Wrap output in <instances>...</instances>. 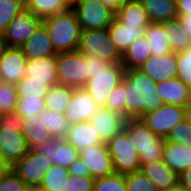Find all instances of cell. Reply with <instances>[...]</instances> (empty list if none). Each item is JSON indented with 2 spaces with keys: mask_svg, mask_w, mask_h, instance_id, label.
<instances>
[{
  "mask_svg": "<svg viewBox=\"0 0 191 191\" xmlns=\"http://www.w3.org/2000/svg\"><path fill=\"white\" fill-rule=\"evenodd\" d=\"M121 82L125 91L127 119L141 118L164 104L158 95L157 83L139 69H126Z\"/></svg>",
  "mask_w": 191,
  "mask_h": 191,
  "instance_id": "obj_1",
  "label": "cell"
},
{
  "mask_svg": "<svg viewBox=\"0 0 191 191\" xmlns=\"http://www.w3.org/2000/svg\"><path fill=\"white\" fill-rule=\"evenodd\" d=\"M57 53L78 50L81 27L72 8L43 19Z\"/></svg>",
  "mask_w": 191,
  "mask_h": 191,
  "instance_id": "obj_2",
  "label": "cell"
},
{
  "mask_svg": "<svg viewBox=\"0 0 191 191\" xmlns=\"http://www.w3.org/2000/svg\"><path fill=\"white\" fill-rule=\"evenodd\" d=\"M125 129L128 139L135 145L141 165L163 158L165 138L154 134L141 118L127 119Z\"/></svg>",
  "mask_w": 191,
  "mask_h": 191,
  "instance_id": "obj_3",
  "label": "cell"
},
{
  "mask_svg": "<svg viewBox=\"0 0 191 191\" xmlns=\"http://www.w3.org/2000/svg\"><path fill=\"white\" fill-rule=\"evenodd\" d=\"M20 128L21 117L16 112L7 113L0 120V155L9 167L30 149Z\"/></svg>",
  "mask_w": 191,
  "mask_h": 191,
  "instance_id": "obj_4",
  "label": "cell"
},
{
  "mask_svg": "<svg viewBox=\"0 0 191 191\" xmlns=\"http://www.w3.org/2000/svg\"><path fill=\"white\" fill-rule=\"evenodd\" d=\"M58 84L73 89L83 88L88 80V62L78 50L57 54Z\"/></svg>",
  "mask_w": 191,
  "mask_h": 191,
  "instance_id": "obj_5",
  "label": "cell"
},
{
  "mask_svg": "<svg viewBox=\"0 0 191 191\" xmlns=\"http://www.w3.org/2000/svg\"><path fill=\"white\" fill-rule=\"evenodd\" d=\"M78 51L85 56L121 64L122 55L112 42L108 29L82 30Z\"/></svg>",
  "mask_w": 191,
  "mask_h": 191,
  "instance_id": "obj_6",
  "label": "cell"
},
{
  "mask_svg": "<svg viewBox=\"0 0 191 191\" xmlns=\"http://www.w3.org/2000/svg\"><path fill=\"white\" fill-rule=\"evenodd\" d=\"M106 144L113 160L115 173L127 174L141 169L139 155L135 145L128 139L125 128Z\"/></svg>",
  "mask_w": 191,
  "mask_h": 191,
  "instance_id": "obj_7",
  "label": "cell"
},
{
  "mask_svg": "<svg viewBox=\"0 0 191 191\" xmlns=\"http://www.w3.org/2000/svg\"><path fill=\"white\" fill-rule=\"evenodd\" d=\"M82 30L108 29L116 12L98 0H81L73 8Z\"/></svg>",
  "mask_w": 191,
  "mask_h": 191,
  "instance_id": "obj_8",
  "label": "cell"
},
{
  "mask_svg": "<svg viewBox=\"0 0 191 191\" xmlns=\"http://www.w3.org/2000/svg\"><path fill=\"white\" fill-rule=\"evenodd\" d=\"M122 64H111L105 71H100L86 81L83 87L100 107H105L111 91L121 83L125 75Z\"/></svg>",
  "mask_w": 191,
  "mask_h": 191,
  "instance_id": "obj_9",
  "label": "cell"
},
{
  "mask_svg": "<svg viewBox=\"0 0 191 191\" xmlns=\"http://www.w3.org/2000/svg\"><path fill=\"white\" fill-rule=\"evenodd\" d=\"M188 111L187 107L163 104L158 109L145 113L141 119L154 134L166 139L174 126L187 118Z\"/></svg>",
  "mask_w": 191,
  "mask_h": 191,
  "instance_id": "obj_10",
  "label": "cell"
},
{
  "mask_svg": "<svg viewBox=\"0 0 191 191\" xmlns=\"http://www.w3.org/2000/svg\"><path fill=\"white\" fill-rule=\"evenodd\" d=\"M52 163L36 149L28 152L10 167L28 186H40Z\"/></svg>",
  "mask_w": 191,
  "mask_h": 191,
  "instance_id": "obj_11",
  "label": "cell"
},
{
  "mask_svg": "<svg viewBox=\"0 0 191 191\" xmlns=\"http://www.w3.org/2000/svg\"><path fill=\"white\" fill-rule=\"evenodd\" d=\"M42 22L43 19L25 8L9 23L4 31L8 47L20 48L25 41L33 36Z\"/></svg>",
  "mask_w": 191,
  "mask_h": 191,
  "instance_id": "obj_12",
  "label": "cell"
},
{
  "mask_svg": "<svg viewBox=\"0 0 191 191\" xmlns=\"http://www.w3.org/2000/svg\"><path fill=\"white\" fill-rule=\"evenodd\" d=\"M36 149L52 163L68 168L80 157L79 151L63 137H52L38 144Z\"/></svg>",
  "mask_w": 191,
  "mask_h": 191,
  "instance_id": "obj_13",
  "label": "cell"
},
{
  "mask_svg": "<svg viewBox=\"0 0 191 191\" xmlns=\"http://www.w3.org/2000/svg\"><path fill=\"white\" fill-rule=\"evenodd\" d=\"M138 69L156 83L176 78L178 69L176 53L150 56Z\"/></svg>",
  "mask_w": 191,
  "mask_h": 191,
  "instance_id": "obj_14",
  "label": "cell"
},
{
  "mask_svg": "<svg viewBox=\"0 0 191 191\" xmlns=\"http://www.w3.org/2000/svg\"><path fill=\"white\" fill-rule=\"evenodd\" d=\"M100 107L84 89H73L69 105L65 109V116L70 124L89 121Z\"/></svg>",
  "mask_w": 191,
  "mask_h": 191,
  "instance_id": "obj_15",
  "label": "cell"
},
{
  "mask_svg": "<svg viewBox=\"0 0 191 191\" xmlns=\"http://www.w3.org/2000/svg\"><path fill=\"white\" fill-rule=\"evenodd\" d=\"M81 159L88 166L91 177L103 178L115 173L113 160L109 153L107 144H100L88 148L80 154Z\"/></svg>",
  "mask_w": 191,
  "mask_h": 191,
  "instance_id": "obj_16",
  "label": "cell"
},
{
  "mask_svg": "<svg viewBox=\"0 0 191 191\" xmlns=\"http://www.w3.org/2000/svg\"><path fill=\"white\" fill-rule=\"evenodd\" d=\"M27 58L21 48L9 47L0 58V74L3 82L16 85L25 77Z\"/></svg>",
  "mask_w": 191,
  "mask_h": 191,
  "instance_id": "obj_17",
  "label": "cell"
},
{
  "mask_svg": "<svg viewBox=\"0 0 191 191\" xmlns=\"http://www.w3.org/2000/svg\"><path fill=\"white\" fill-rule=\"evenodd\" d=\"M126 121L127 118L125 116L104 107L96 111L89 120L91 125L106 143L124 130Z\"/></svg>",
  "mask_w": 191,
  "mask_h": 191,
  "instance_id": "obj_18",
  "label": "cell"
},
{
  "mask_svg": "<svg viewBox=\"0 0 191 191\" xmlns=\"http://www.w3.org/2000/svg\"><path fill=\"white\" fill-rule=\"evenodd\" d=\"M158 191H167L179 185V175L163 161L143 163L140 169Z\"/></svg>",
  "mask_w": 191,
  "mask_h": 191,
  "instance_id": "obj_19",
  "label": "cell"
},
{
  "mask_svg": "<svg viewBox=\"0 0 191 191\" xmlns=\"http://www.w3.org/2000/svg\"><path fill=\"white\" fill-rule=\"evenodd\" d=\"M25 77H28V81L43 82L50 87L57 85V55L41 59H28Z\"/></svg>",
  "mask_w": 191,
  "mask_h": 191,
  "instance_id": "obj_20",
  "label": "cell"
},
{
  "mask_svg": "<svg viewBox=\"0 0 191 191\" xmlns=\"http://www.w3.org/2000/svg\"><path fill=\"white\" fill-rule=\"evenodd\" d=\"M65 139L73 145L80 154L85 152L88 148L90 149L93 146L106 143L89 121L70 124Z\"/></svg>",
  "mask_w": 191,
  "mask_h": 191,
  "instance_id": "obj_21",
  "label": "cell"
},
{
  "mask_svg": "<svg viewBox=\"0 0 191 191\" xmlns=\"http://www.w3.org/2000/svg\"><path fill=\"white\" fill-rule=\"evenodd\" d=\"M20 48L25 54L27 60L41 59L58 54L54 50L49 32L43 22L35 30L33 36L25 41Z\"/></svg>",
  "mask_w": 191,
  "mask_h": 191,
  "instance_id": "obj_22",
  "label": "cell"
},
{
  "mask_svg": "<svg viewBox=\"0 0 191 191\" xmlns=\"http://www.w3.org/2000/svg\"><path fill=\"white\" fill-rule=\"evenodd\" d=\"M156 89L164 104L178 105L189 109L191 104V89L178 77L157 82Z\"/></svg>",
  "mask_w": 191,
  "mask_h": 191,
  "instance_id": "obj_23",
  "label": "cell"
},
{
  "mask_svg": "<svg viewBox=\"0 0 191 191\" xmlns=\"http://www.w3.org/2000/svg\"><path fill=\"white\" fill-rule=\"evenodd\" d=\"M162 159L171 170L179 175L191 167V147L165 139Z\"/></svg>",
  "mask_w": 191,
  "mask_h": 191,
  "instance_id": "obj_24",
  "label": "cell"
},
{
  "mask_svg": "<svg viewBox=\"0 0 191 191\" xmlns=\"http://www.w3.org/2000/svg\"><path fill=\"white\" fill-rule=\"evenodd\" d=\"M108 32L117 50L123 55L133 42L144 36L145 28L125 26L115 17L108 27Z\"/></svg>",
  "mask_w": 191,
  "mask_h": 191,
  "instance_id": "obj_25",
  "label": "cell"
},
{
  "mask_svg": "<svg viewBox=\"0 0 191 191\" xmlns=\"http://www.w3.org/2000/svg\"><path fill=\"white\" fill-rule=\"evenodd\" d=\"M116 18L125 26L146 28L151 22L139 0H129L116 11Z\"/></svg>",
  "mask_w": 191,
  "mask_h": 191,
  "instance_id": "obj_26",
  "label": "cell"
},
{
  "mask_svg": "<svg viewBox=\"0 0 191 191\" xmlns=\"http://www.w3.org/2000/svg\"><path fill=\"white\" fill-rule=\"evenodd\" d=\"M20 131L26 138L29 148H35L44 140L52 138L44 126L43 116L21 117Z\"/></svg>",
  "mask_w": 191,
  "mask_h": 191,
  "instance_id": "obj_27",
  "label": "cell"
},
{
  "mask_svg": "<svg viewBox=\"0 0 191 191\" xmlns=\"http://www.w3.org/2000/svg\"><path fill=\"white\" fill-rule=\"evenodd\" d=\"M151 23H163L175 19L177 14L176 0H139Z\"/></svg>",
  "mask_w": 191,
  "mask_h": 191,
  "instance_id": "obj_28",
  "label": "cell"
},
{
  "mask_svg": "<svg viewBox=\"0 0 191 191\" xmlns=\"http://www.w3.org/2000/svg\"><path fill=\"white\" fill-rule=\"evenodd\" d=\"M150 56V45L143 36L133 42L122 55L121 64L125 69H138Z\"/></svg>",
  "mask_w": 191,
  "mask_h": 191,
  "instance_id": "obj_29",
  "label": "cell"
},
{
  "mask_svg": "<svg viewBox=\"0 0 191 191\" xmlns=\"http://www.w3.org/2000/svg\"><path fill=\"white\" fill-rule=\"evenodd\" d=\"M166 36L168 34L165 33L162 23H150L145 28L144 37L150 45L151 56L173 52Z\"/></svg>",
  "mask_w": 191,
  "mask_h": 191,
  "instance_id": "obj_30",
  "label": "cell"
},
{
  "mask_svg": "<svg viewBox=\"0 0 191 191\" xmlns=\"http://www.w3.org/2000/svg\"><path fill=\"white\" fill-rule=\"evenodd\" d=\"M73 88L63 85H53L44 98L47 110L65 113L66 107L71 101Z\"/></svg>",
  "mask_w": 191,
  "mask_h": 191,
  "instance_id": "obj_31",
  "label": "cell"
},
{
  "mask_svg": "<svg viewBox=\"0 0 191 191\" xmlns=\"http://www.w3.org/2000/svg\"><path fill=\"white\" fill-rule=\"evenodd\" d=\"M164 31L168 36L170 47L174 53L184 51L191 46V38L184 33L177 18L162 23Z\"/></svg>",
  "mask_w": 191,
  "mask_h": 191,
  "instance_id": "obj_32",
  "label": "cell"
},
{
  "mask_svg": "<svg viewBox=\"0 0 191 191\" xmlns=\"http://www.w3.org/2000/svg\"><path fill=\"white\" fill-rule=\"evenodd\" d=\"M24 2L25 8L41 19L69 9L63 0H24Z\"/></svg>",
  "mask_w": 191,
  "mask_h": 191,
  "instance_id": "obj_33",
  "label": "cell"
},
{
  "mask_svg": "<svg viewBox=\"0 0 191 191\" xmlns=\"http://www.w3.org/2000/svg\"><path fill=\"white\" fill-rule=\"evenodd\" d=\"M39 116H43L44 126L51 137H66L70 123L64 113L45 109Z\"/></svg>",
  "mask_w": 191,
  "mask_h": 191,
  "instance_id": "obj_34",
  "label": "cell"
},
{
  "mask_svg": "<svg viewBox=\"0 0 191 191\" xmlns=\"http://www.w3.org/2000/svg\"><path fill=\"white\" fill-rule=\"evenodd\" d=\"M69 175L68 168L52 164L40 186L47 191H66Z\"/></svg>",
  "mask_w": 191,
  "mask_h": 191,
  "instance_id": "obj_35",
  "label": "cell"
},
{
  "mask_svg": "<svg viewBox=\"0 0 191 191\" xmlns=\"http://www.w3.org/2000/svg\"><path fill=\"white\" fill-rule=\"evenodd\" d=\"M15 89L18 97L45 98L50 86L43 82L28 81V77H24L15 85Z\"/></svg>",
  "mask_w": 191,
  "mask_h": 191,
  "instance_id": "obj_36",
  "label": "cell"
},
{
  "mask_svg": "<svg viewBox=\"0 0 191 191\" xmlns=\"http://www.w3.org/2000/svg\"><path fill=\"white\" fill-rule=\"evenodd\" d=\"M24 9V0H0V31L4 32L9 23Z\"/></svg>",
  "mask_w": 191,
  "mask_h": 191,
  "instance_id": "obj_37",
  "label": "cell"
},
{
  "mask_svg": "<svg viewBox=\"0 0 191 191\" xmlns=\"http://www.w3.org/2000/svg\"><path fill=\"white\" fill-rule=\"evenodd\" d=\"M46 109L44 98L18 97L16 113L20 117L39 116Z\"/></svg>",
  "mask_w": 191,
  "mask_h": 191,
  "instance_id": "obj_38",
  "label": "cell"
},
{
  "mask_svg": "<svg viewBox=\"0 0 191 191\" xmlns=\"http://www.w3.org/2000/svg\"><path fill=\"white\" fill-rule=\"evenodd\" d=\"M93 191H127L125 174L114 173L95 179Z\"/></svg>",
  "mask_w": 191,
  "mask_h": 191,
  "instance_id": "obj_39",
  "label": "cell"
},
{
  "mask_svg": "<svg viewBox=\"0 0 191 191\" xmlns=\"http://www.w3.org/2000/svg\"><path fill=\"white\" fill-rule=\"evenodd\" d=\"M125 182L127 191H158L141 170L125 174Z\"/></svg>",
  "mask_w": 191,
  "mask_h": 191,
  "instance_id": "obj_40",
  "label": "cell"
},
{
  "mask_svg": "<svg viewBox=\"0 0 191 191\" xmlns=\"http://www.w3.org/2000/svg\"><path fill=\"white\" fill-rule=\"evenodd\" d=\"M177 77L191 89V48L176 53Z\"/></svg>",
  "mask_w": 191,
  "mask_h": 191,
  "instance_id": "obj_41",
  "label": "cell"
},
{
  "mask_svg": "<svg viewBox=\"0 0 191 191\" xmlns=\"http://www.w3.org/2000/svg\"><path fill=\"white\" fill-rule=\"evenodd\" d=\"M106 109L120 113L126 117V99L123 83H119L110 93L105 105Z\"/></svg>",
  "mask_w": 191,
  "mask_h": 191,
  "instance_id": "obj_42",
  "label": "cell"
},
{
  "mask_svg": "<svg viewBox=\"0 0 191 191\" xmlns=\"http://www.w3.org/2000/svg\"><path fill=\"white\" fill-rule=\"evenodd\" d=\"M17 100L18 95L15 85L2 81L0 83V106H2L7 113L15 112Z\"/></svg>",
  "mask_w": 191,
  "mask_h": 191,
  "instance_id": "obj_43",
  "label": "cell"
},
{
  "mask_svg": "<svg viewBox=\"0 0 191 191\" xmlns=\"http://www.w3.org/2000/svg\"><path fill=\"white\" fill-rule=\"evenodd\" d=\"M166 140L177 144L189 145L191 147V124L189 119L186 118L182 122L176 124Z\"/></svg>",
  "mask_w": 191,
  "mask_h": 191,
  "instance_id": "obj_44",
  "label": "cell"
},
{
  "mask_svg": "<svg viewBox=\"0 0 191 191\" xmlns=\"http://www.w3.org/2000/svg\"><path fill=\"white\" fill-rule=\"evenodd\" d=\"M28 187L11 168L0 176V191H27Z\"/></svg>",
  "mask_w": 191,
  "mask_h": 191,
  "instance_id": "obj_45",
  "label": "cell"
},
{
  "mask_svg": "<svg viewBox=\"0 0 191 191\" xmlns=\"http://www.w3.org/2000/svg\"><path fill=\"white\" fill-rule=\"evenodd\" d=\"M95 179L91 176L69 175L66 191H93Z\"/></svg>",
  "mask_w": 191,
  "mask_h": 191,
  "instance_id": "obj_46",
  "label": "cell"
},
{
  "mask_svg": "<svg viewBox=\"0 0 191 191\" xmlns=\"http://www.w3.org/2000/svg\"><path fill=\"white\" fill-rule=\"evenodd\" d=\"M88 62V80L93 78L94 75L100 71H105L112 63L104 59L96 57L85 56Z\"/></svg>",
  "mask_w": 191,
  "mask_h": 191,
  "instance_id": "obj_47",
  "label": "cell"
},
{
  "mask_svg": "<svg viewBox=\"0 0 191 191\" xmlns=\"http://www.w3.org/2000/svg\"><path fill=\"white\" fill-rule=\"evenodd\" d=\"M70 175L74 176H80V177H85V176H91L88 166L84 161L79 157L73 163L68 167Z\"/></svg>",
  "mask_w": 191,
  "mask_h": 191,
  "instance_id": "obj_48",
  "label": "cell"
},
{
  "mask_svg": "<svg viewBox=\"0 0 191 191\" xmlns=\"http://www.w3.org/2000/svg\"><path fill=\"white\" fill-rule=\"evenodd\" d=\"M179 185L186 191H191V167L179 174Z\"/></svg>",
  "mask_w": 191,
  "mask_h": 191,
  "instance_id": "obj_49",
  "label": "cell"
},
{
  "mask_svg": "<svg viewBox=\"0 0 191 191\" xmlns=\"http://www.w3.org/2000/svg\"><path fill=\"white\" fill-rule=\"evenodd\" d=\"M178 15H191V0H176Z\"/></svg>",
  "mask_w": 191,
  "mask_h": 191,
  "instance_id": "obj_50",
  "label": "cell"
},
{
  "mask_svg": "<svg viewBox=\"0 0 191 191\" xmlns=\"http://www.w3.org/2000/svg\"><path fill=\"white\" fill-rule=\"evenodd\" d=\"M185 34L191 38V15H178L176 17Z\"/></svg>",
  "mask_w": 191,
  "mask_h": 191,
  "instance_id": "obj_51",
  "label": "cell"
},
{
  "mask_svg": "<svg viewBox=\"0 0 191 191\" xmlns=\"http://www.w3.org/2000/svg\"><path fill=\"white\" fill-rule=\"evenodd\" d=\"M98 1L109 6L116 12L121 6H123L129 0H98Z\"/></svg>",
  "mask_w": 191,
  "mask_h": 191,
  "instance_id": "obj_52",
  "label": "cell"
},
{
  "mask_svg": "<svg viewBox=\"0 0 191 191\" xmlns=\"http://www.w3.org/2000/svg\"><path fill=\"white\" fill-rule=\"evenodd\" d=\"M8 48L9 47L5 39L4 32L0 31V58L4 55V53L6 52Z\"/></svg>",
  "mask_w": 191,
  "mask_h": 191,
  "instance_id": "obj_53",
  "label": "cell"
},
{
  "mask_svg": "<svg viewBox=\"0 0 191 191\" xmlns=\"http://www.w3.org/2000/svg\"><path fill=\"white\" fill-rule=\"evenodd\" d=\"M10 167L5 163L2 156L0 155V176L4 174Z\"/></svg>",
  "mask_w": 191,
  "mask_h": 191,
  "instance_id": "obj_54",
  "label": "cell"
},
{
  "mask_svg": "<svg viewBox=\"0 0 191 191\" xmlns=\"http://www.w3.org/2000/svg\"><path fill=\"white\" fill-rule=\"evenodd\" d=\"M69 8H73L81 0H63Z\"/></svg>",
  "mask_w": 191,
  "mask_h": 191,
  "instance_id": "obj_55",
  "label": "cell"
},
{
  "mask_svg": "<svg viewBox=\"0 0 191 191\" xmlns=\"http://www.w3.org/2000/svg\"><path fill=\"white\" fill-rule=\"evenodd\" d=\"M27 191H47L41 186H29Z\"/></svg>",
  "mask_w": 191,
  "mask_h": 191,
  "instance_id": "obj_56",
  "label": "cell"
},
{
  "mask_svg": "<svg viewBox=\"0 0 191 191\" xmlns=\"http://www.w3.org/2000/svg\"><path fill=\"white\" fill-rule=\"evenodd\" d=\"M167 191H186V190L183 187H181L180 185H178L177 187H174Z\"/></svg>",
  "mask_w": 191,
  "mask_h": 191,
  "instance_id": "obj_57",
  "label": "cell"
},
{
  "mask_svg": "<svg viewBox=\"0 0 191 191\" xmlns=\"http://www.w3.org/2000/svg\"><path fill=\"white\" fill-rule=\"evenodd\" d=\"M7 114V112L5 111V109L0 106V120Z\"/></svg>",
  "mask_w": 191,
  "mask_h": 191,
  "instance_id": "obj_58",
  "label": "cell"
},
{
  "mask_svg": "<svg viewBox=\"0 0 191 191\" xmlns=\"http://www.w3.org/2000/svg\"><path fill=\"white\" fill-rule=\"evenodd\" d=\"M187 118L189 119V122L191 124V111H188Z\"/></svg>",
  "mask_w": 191,
  "mask_h": 191,
  "instance_id": "obj_59",
  "label": "cell"
}]
</instances>
